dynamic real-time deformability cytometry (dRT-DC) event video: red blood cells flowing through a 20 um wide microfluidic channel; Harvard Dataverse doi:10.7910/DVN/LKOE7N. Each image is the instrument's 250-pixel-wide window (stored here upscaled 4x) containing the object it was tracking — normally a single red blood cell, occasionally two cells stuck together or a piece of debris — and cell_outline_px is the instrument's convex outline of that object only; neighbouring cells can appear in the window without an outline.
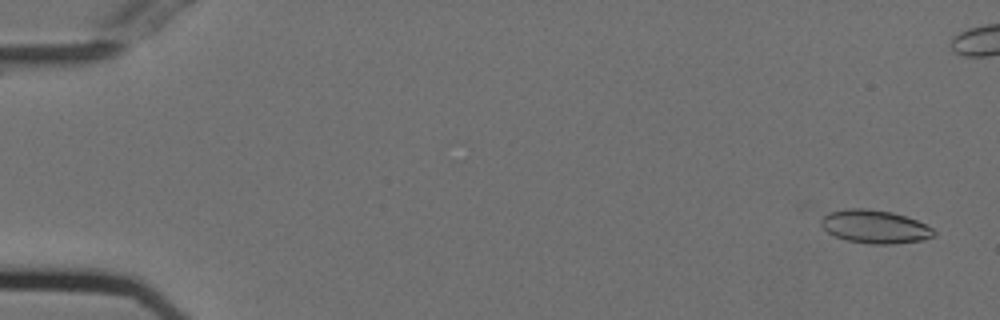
{"species": "Egyptian fruit bat (a non-hibernating species)", "species_latin": "Rousettus aegyptiacus", "temperature_condition": "cold", "stored_images_in_passage": 55, "camera_frame_rate_fps": 3000, "um_per_image_px": 0.085, "animal": {"sex": "female"}, "frame": {"image": 1, "passage_image": 2, "time_ms": 0.333, "image_size_px": [1000, 320], "cell_outline_px": [[936, 236], [924, 240], [892, 244], [872, 244], [848, 240], [836, 236], [828, 232], [820, 224], [820, 220], [828, 212], [848, 208], [864, 208], [892, 212], [916, 220], [932, 228], [936, 232]], "centroid_in_image_um": [74.38, 19.26], "position_along_channel_um": 10.6, "area_um2": 21.79}}
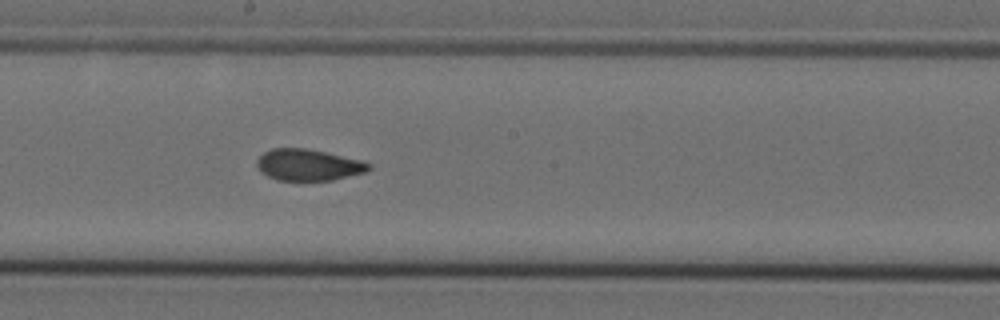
{"frame": {"image": 2, "passage_image": 30, "time_ms": 9.667, "image_size_px": [1000, 320], "cell_outline_px": [[372, 168], [368, 172], [332, 180], [276, 180], [260, 172], [256, 164], [256, 160], [264, 152], [272, 148], [304, 148], [364, 160], [372, 164]], "centroid_in_image_um": [26.24, 14.02], "position_along_channel_um": 222.0, "area_um2": 20.69}}
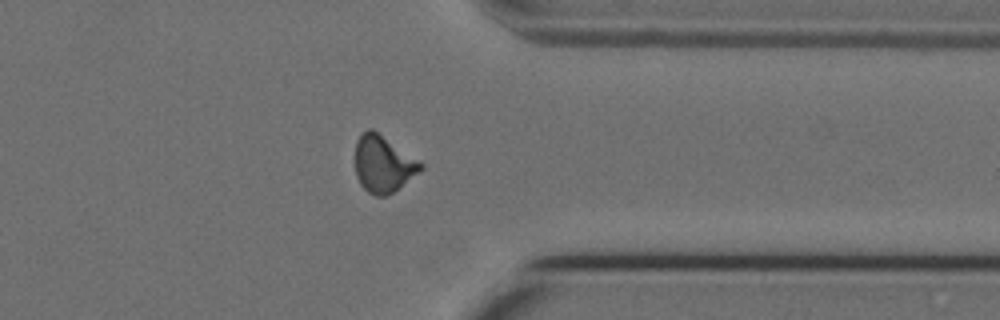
{"frame": {"image": 3, "passage_image": 43, "time_ms": 14.0, "image_size_px": [1000, 320], "cell_outline_px": [[424, 168], [392, 192], [384, 196], [376, 196], [368, 192], [360, 184], [356, 176], [356, 140], [360, 132], [368, 128], [372, 128], [420, 160], [424, 164]], "centroid_in_image_um": [32.56, 13.9], "position_along_channel_um": 378.8, "area_um2": 21.68}, "authors_computed_cell_mechanics": {"area_um2": 21.3282, "velocity_mm_per_s": 3.7415, "shape_relaxation_time_tau1_ms": null, "shape_relaxation_time_tau2_ms": 1.4909, "deformation_change_tau1": null, "deformation_change_tau2": 0.0526}}